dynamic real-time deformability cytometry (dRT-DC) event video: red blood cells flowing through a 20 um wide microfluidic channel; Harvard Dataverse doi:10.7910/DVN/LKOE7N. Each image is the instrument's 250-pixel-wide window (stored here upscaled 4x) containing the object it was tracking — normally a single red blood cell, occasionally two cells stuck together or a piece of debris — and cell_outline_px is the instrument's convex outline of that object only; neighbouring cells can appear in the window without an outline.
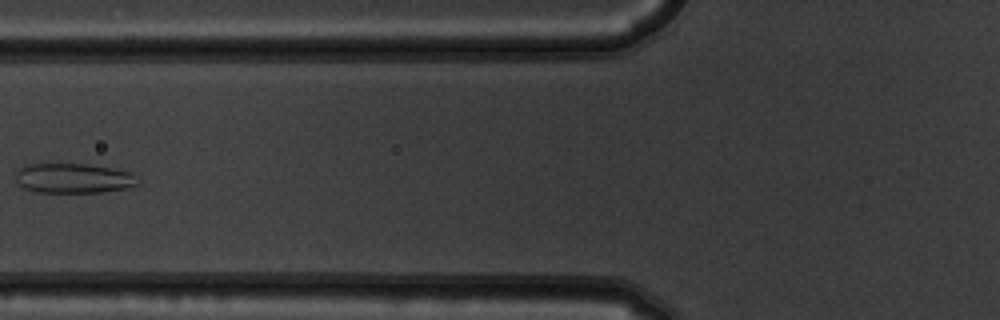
{"species": "common noctule bat (a hibernating species)", "species_latin": "Nyctalus noctula", "temperature_condition": "warm", "stored_images_in_passage": 5, "camera_frame_rate_fps": 3000, "um_per_image_px": 0.085, "animal": {"sex": "male", "body_mass_g": 19.5, "forearm_length_mm": 54.6}, "frame": {"image": 1, "passage_image": 4, "time_ms": 1.0, "image_size_px": [1000, 320], "cell_outline_px": [[140, 184], [128, 188], [100, 192], [36, 192], [24, 188], [16, 180], [16, 172], [24, 164], [88, 164], [112, 168], [132, 172]], "centroid_in_image_um": [6.26, 15.15], "position_along_channel_um": 119.5, "area_um2": 21.27}}